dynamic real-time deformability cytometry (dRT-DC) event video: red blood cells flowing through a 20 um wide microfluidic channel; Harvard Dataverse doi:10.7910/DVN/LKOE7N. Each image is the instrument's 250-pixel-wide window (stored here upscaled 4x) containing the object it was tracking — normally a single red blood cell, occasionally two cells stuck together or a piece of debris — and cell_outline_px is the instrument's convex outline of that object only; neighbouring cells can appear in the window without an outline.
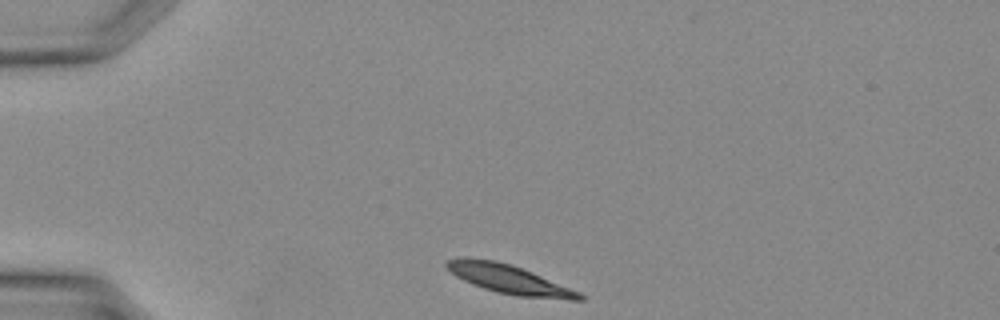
{"species": "Egyptian fruit bat (a non-hibernating species)", "species_latin": "Rousettus aegyptiacus", "temperature_condition": "warm", "stored_images_in_passage": 26, "camera_frame_rate_fps": 3000, "um_per_image_px": 0.085, "animal": {"sex": "female"}, "frame": {"image": 1, "passage_image": 1, "time_ms": 0.0, "image_size_px": [1000, 320], "cell_outline_px": [[584, 300], [568, 300], [516, 296], [496, 292], [472, 284], [456, 276], [444, 264], [448, 260], [464, 256], [496, 260], [512, 264], [532, 272], [580, 292], [584, 296]], "centroid_in_image_um": [43.28, 23.73], "position_along_channel_um": 41.7, "area_um2": 22.48}}
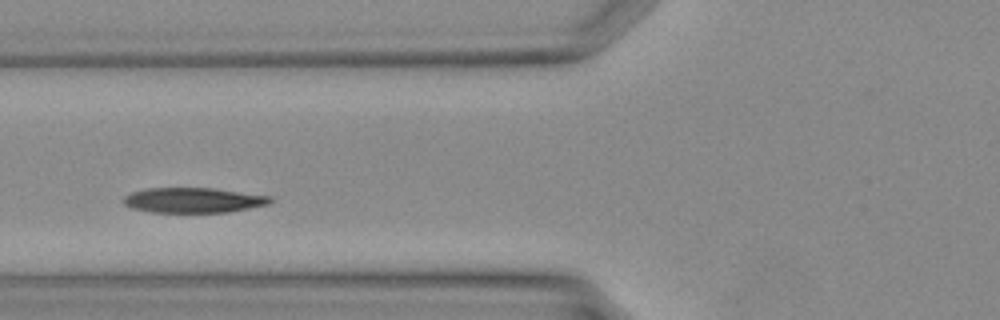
{"frame": {"image": 2, "passage_image": 7, "time_ms": 2.0, "image_size_px": [1000, 320], "cell_outline_px": [[272, 200], [268, 204], [228, 212], [152, 212], [132, 208], [124, 204], [124, 196], [132, 192], [144, 188], [212, 188], [272, 196]], "centroid_in_image_um": [16.42, 17.01], "position_along_channel_um": 109.4, "area_um2": 21.33}}
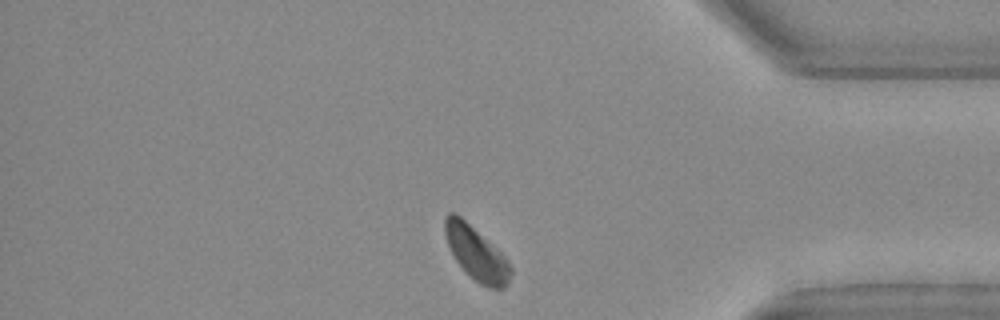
{"frame": {"image": 3, "passage_image": 24, "time_ms": 7.667, "image_size_px": [1000, 320], "cell_outline_px": [[512, 272], [508, 284], [504, 288], [488, 288], [480, 284], [456, 260], [448, 244], [444, 232], [444, 216], [448, 212], [456, 212], [496, 248], [508, 260], [512, 268]], "centroid_in_image_um": [40.49, 21.51], "position_along_channel_um": 394.7, "area_um2": 20.17}}